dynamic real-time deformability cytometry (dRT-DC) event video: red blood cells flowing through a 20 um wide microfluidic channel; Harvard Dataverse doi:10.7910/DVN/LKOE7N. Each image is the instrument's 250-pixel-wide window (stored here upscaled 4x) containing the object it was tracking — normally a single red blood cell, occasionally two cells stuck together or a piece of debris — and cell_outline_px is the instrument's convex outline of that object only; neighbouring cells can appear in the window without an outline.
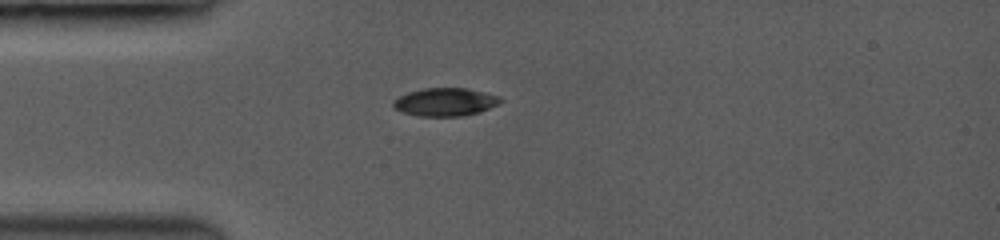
{"species": "common noctule bat (a hibernating species)", "species_latin": "Nyctalus noctula", "temperature_condition": "room temperature", "stored_images_in_passage": 41, "camera_frame_rate_fps": 3500, "um_per_image_px": 0.085, "animal": {"sex": "female", "body_mass_g": 19.0, "forearm_length_mm": 53.3}, "frame": {"image": 1, "passage_image": 1, "time_ms": 0.0, "image_size_px": [1000, 240], "cell_outline_px": [[504, 100], [500, 104], [480, 112], [464, 116], [416, 116], [404, 112], [396, 108], [392, 104], [400, 96], [408, 92], [424, 88], [464, 88], [496, 96]], "centroid_in_image_um": [37.86, 8.68], "position_along_channel_um": 47.1, "area_um2": 17.28}}
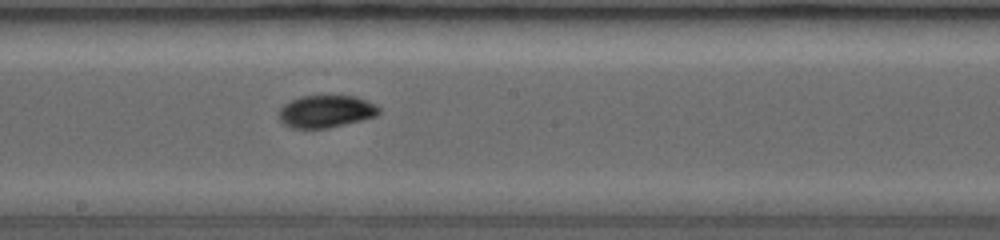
{"frame": {"image": 2, "passage_image": 17, "time_ms": 4.571, "image_size_px": [1000, 240], "cell_outline_px": [[380, 112], [376, 116], [328, 128], [292, 128], [284, 124], [280, 120], [280, 108], [292, 100], [304, 96], [352, 96], [364, 100], [380, 108]], "centroid_in_image_um": [27.7, 9.48], "position_along_channel_um": 220.5, "area_um2": 18.38}}
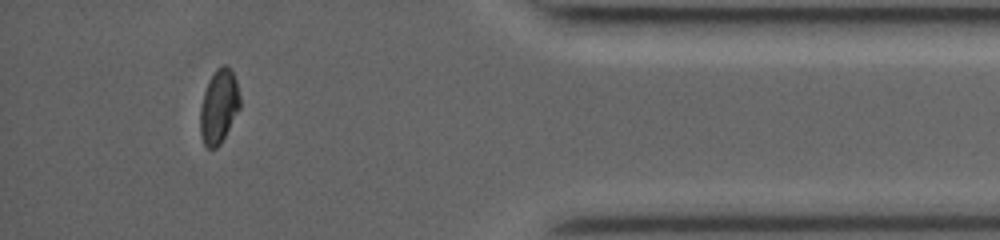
{"frame": {"image": 3, "passage_image": 36, "time_ms": 10.0, "image_size_px": [1000, 240], "cell_outline_px": [[240, 108], [220, 144], [216, 148], [208, 148], [204, 144], [200, 136], [200, 108], [204, 92], [216, 68], [224, 64], [232, 72], [236, 80], [240, 96]], "centroid_in_image_um": [18.6, 9.07], "position_along_channel_um": 416.6, "area_um2": 16.94}, "authors_computed_cell_mechanics": {"area_um2": 18.3804, "velocity_mm_per_s": 4.0926, "shape_relaxation_time_tau1_ms": 3.9889, "shape_relaxation_time_tau2_ms": 2.304, "deformation_change_tau1": 0.1432, "deformation_change_tau2": 0.0383}}